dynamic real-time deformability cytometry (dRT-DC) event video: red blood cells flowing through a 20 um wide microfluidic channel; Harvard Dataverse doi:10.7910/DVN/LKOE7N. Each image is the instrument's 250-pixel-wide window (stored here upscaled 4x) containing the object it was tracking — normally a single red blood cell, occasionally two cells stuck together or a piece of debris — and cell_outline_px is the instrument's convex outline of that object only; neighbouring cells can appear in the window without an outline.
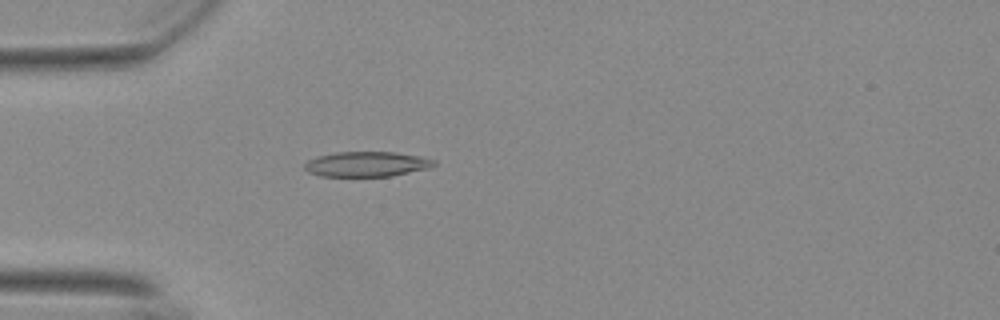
{"species": "Egyptian fruit bat (a non-hibernating species)", "species_latin": "Rousettus aegyptiacus", "temperature_condition": "warm", "stored_images_in_passage": 53, "camera_frame_rate_fps": 3000, "um_per_image_px": 0.085, "animal": {"sex": "female"}, "frame": {"image": 1, "passage_image": 14, "time_ms": 4.333, "image_size_px": [1000, 320], "cell_outline_px": [[436, 164], [428, 168], [392, 176], [320, 176], [308, 172], [304, 168], [304, 164], [308, 160], [316, 156], [336, 152], [396, 152], [420, 156], [436, 160]], "centroid_in_image_um": [31.16, 13.94], "position_along_channel_um": 53.8, "area_um2": 18.96}}
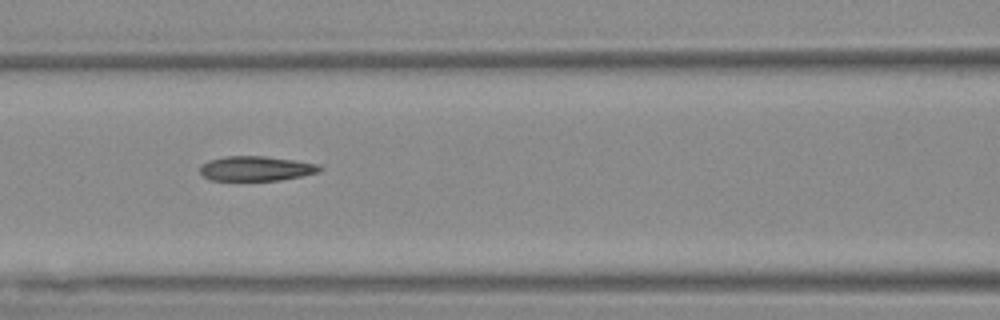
{"frame": {"image": 2, "passage_image": 22, "time_ms": 7.0, "image_size_px": [1000, 320], "cell_outline_px": [[324, 168], [320, 172], [280, 180], [212, 180], [204, 176], [200, 172], [200, 168], [208, 160], [224, 156], [264, 156], [320, 164]], "centroid_in_image_um": [21.8, 14.32], "position_along_channel_um": 144.8, "area_um2": 17.17}}
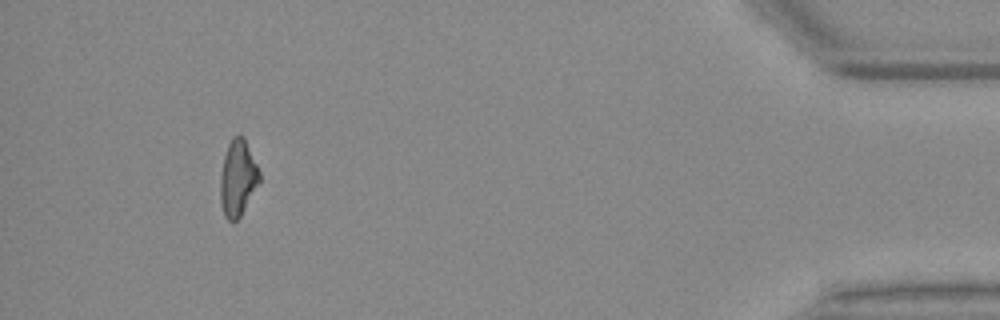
{"frame": {"image": 3, "passage_image": 49, "time_ms": 16.0, "image_size_px": [1000, 320], "cell_outline_px": [[260, 184], [240, 216], [232, 224], [224, 216], [220, 200], [220, 176], [224, 156], [228, 144], [232, 136], [244, 136], [260, 172]], "centroid_in_image_um": [20.22, 15.16], "position_along_channel_um": 415.0, "area_um2": 17.57}, "authors_computed_cell_mechanics": {"area_um2": 17.8024, "velocity_mm_per_s": 3.7268, "shape_relaxation_time_tau1_ms": 10.1814, "shape_relaxation_time_tau2_ms": 2.09, "deformation_change_tau1": 0.2529, "deformation_change_tau2": 0.0983}}